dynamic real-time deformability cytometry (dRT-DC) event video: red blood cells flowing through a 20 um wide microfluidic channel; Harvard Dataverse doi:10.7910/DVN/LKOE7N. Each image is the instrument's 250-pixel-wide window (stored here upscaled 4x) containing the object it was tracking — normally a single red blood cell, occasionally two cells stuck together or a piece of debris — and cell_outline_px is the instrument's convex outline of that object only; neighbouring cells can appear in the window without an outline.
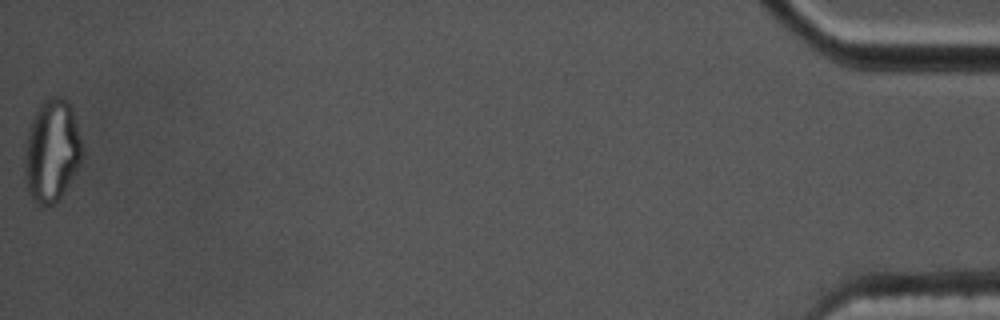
{"species": "common noctule bat (a hibernating species)", "species_latin": "Nyctalus noctula", "temperature_condition": "cold", "stored_images_in_passage": 57, "segment_of_instrument_passage": [2, 2], "camera_frame_rate_fps": 3000, "um_per_image_px": 0.085, "animal": {"sex": "male", "body_mass_g": 17.5, "forearm_length_mm": 52.3}, "frame": {"image": 1, "passage_image": 57, "time_ms": 18.667, "image_size_px": [1000, 320], "cell_outline_px": [[84, 156], [76, 172], [60, 196], [52, 204], [40, 204], [32, 200], [28, 192], [24, 176], [24, 156], [28, 136], [32, 120], [40, 104], [48, 96], [60, 96], [68, 100], [72, 108], [84, 144]], "centroid_in_image_um": [4.44, 12.78], "position_along_channel_um": 430.8, "area_um2": 34.56}}